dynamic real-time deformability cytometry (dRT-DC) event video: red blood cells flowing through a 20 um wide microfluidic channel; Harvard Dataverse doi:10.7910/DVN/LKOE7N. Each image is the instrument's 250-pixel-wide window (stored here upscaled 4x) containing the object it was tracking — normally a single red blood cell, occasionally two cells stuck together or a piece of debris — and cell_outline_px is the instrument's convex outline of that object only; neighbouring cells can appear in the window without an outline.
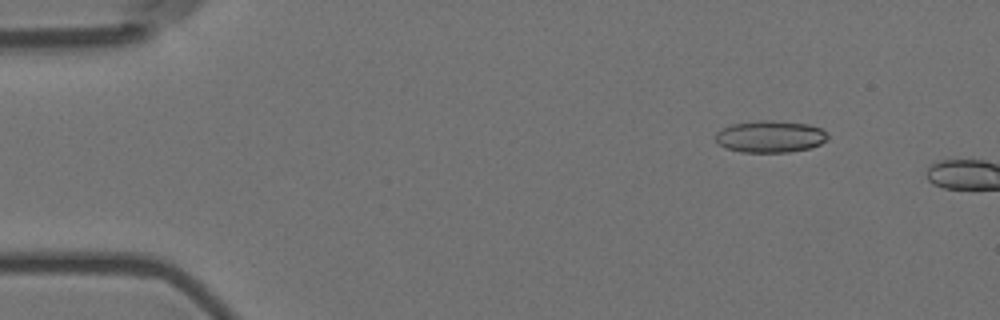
{"species": "Egyptian fruit bat (a non-hibernating species)", "species_latin": "Rousettus aegyptiacus", "temperature_condition": "room temperature", "stored_images_in_passage": 3, "camera_frame_rate_fps": 3000, "um_per_image_px": 0.085, "animal": {"sex": "female"}, "frame": {"image": 1, "passage_image": 2, "time_ms": 0.333, "image_size_px": [1000, 320], "cell_outline_px": [[828, 140], [820, 144], [808, 148], [788, 152], [740, 152], [724, 148], [716, 140], [716, 132], [732, 124], [760, 120], [772, 120], [808, 124], [820, 128], [828, 136]], "centroid_in_image_um": [65.46, 11.61], "position_along_channel_um": 19.5, "area_um2": 20.75}}